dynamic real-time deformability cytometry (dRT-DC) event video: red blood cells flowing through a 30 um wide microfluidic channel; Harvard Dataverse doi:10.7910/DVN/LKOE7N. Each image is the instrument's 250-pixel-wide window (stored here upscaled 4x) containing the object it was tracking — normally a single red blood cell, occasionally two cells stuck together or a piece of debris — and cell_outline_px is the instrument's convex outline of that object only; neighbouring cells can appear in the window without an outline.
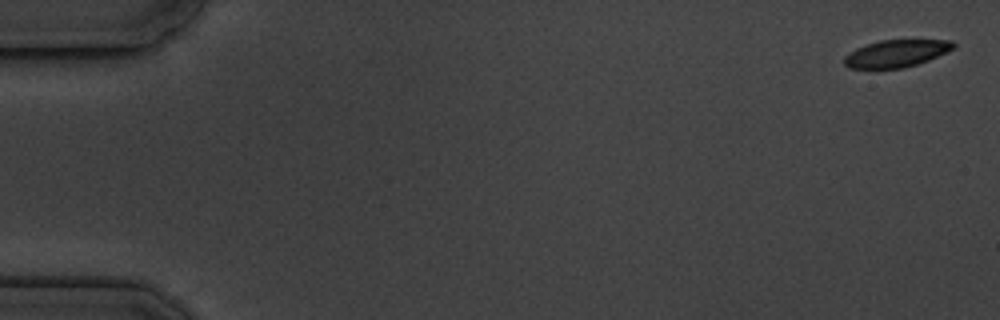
{"species": "common noctule bat (a hibernating species)", "species_latin": "Nyctalus noctula", "temperature_condition": "cold", "stored_images_in_passage": 5, "camera_frame_rate_fps": 3000, "um_per_image_px": 0.085, "animal": {"sex": "male", "body_mass_g": 19.5, "forearm_length_mm": 54.6}, "frame": {"image": 1, "passage_image": 1, "time_ms": 0.0, "image_size_px": [1000, 320], "cell_outline_px": [[956, 44], [952, 48], [928, 60], [904, 68], [848, 68], [844, 64], [844, 56], [856, 48], [880, 40], [952, 40]], "centroid_in_image_um": [76.14, 4.54], "position_along_channel_um": 8.9, "area_um2": 17.05}}
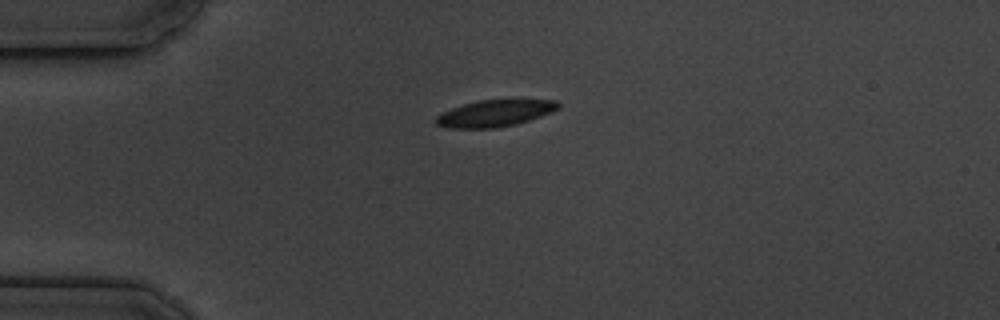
{"frame": {"image": 2, "passage_image": 4, "time_ms": 4.333, "image_size_px": [1000, 320], "cell_outline_px": [[560, 108], [552, 112], [516, 124], [496, 128], [448, 128], [436, 124], [436, 116], [452, 108], [476, 100], [508, 96], [516, 96], [556, 100], [560, 104]], "centroid_in_image_um": [42.17, 9.55], "position_along_channel_um": 42.8, "area_um2": 20.11}}